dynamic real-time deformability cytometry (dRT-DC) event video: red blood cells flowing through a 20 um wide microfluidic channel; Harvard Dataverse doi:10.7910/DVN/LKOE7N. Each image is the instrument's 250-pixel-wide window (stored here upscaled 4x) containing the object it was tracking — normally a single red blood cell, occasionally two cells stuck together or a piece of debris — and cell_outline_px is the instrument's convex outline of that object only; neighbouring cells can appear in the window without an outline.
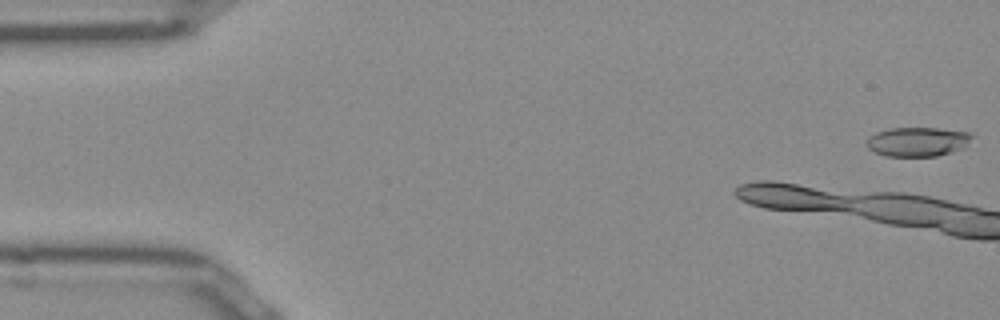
{"species": "Egyptian fruit bat (a non-hibernating species)", "species_latin": "Rousettus aegyptiacus", "temperature_condition": "room temperature", "stored_images_in_passage": 6, "camera_frame_rate_fps": 3000, "um_per_image_px": 0.085, "frame": {"image": 1, "passage_image": 1, "time_ms": 0.0, "image_size_px": [1000, 320], "cell_outline_px": [[972, 136], [964, 148], [952, 152], [936, 156], [884, 156], [868, 148], [868, 136], [876, 132], [888, 128], [936, 128], [968, 132]], "centroid_in_image_um": [77.98, 12.04], "position_along_channel_um": 7.0, "area_um2": 17.86}}